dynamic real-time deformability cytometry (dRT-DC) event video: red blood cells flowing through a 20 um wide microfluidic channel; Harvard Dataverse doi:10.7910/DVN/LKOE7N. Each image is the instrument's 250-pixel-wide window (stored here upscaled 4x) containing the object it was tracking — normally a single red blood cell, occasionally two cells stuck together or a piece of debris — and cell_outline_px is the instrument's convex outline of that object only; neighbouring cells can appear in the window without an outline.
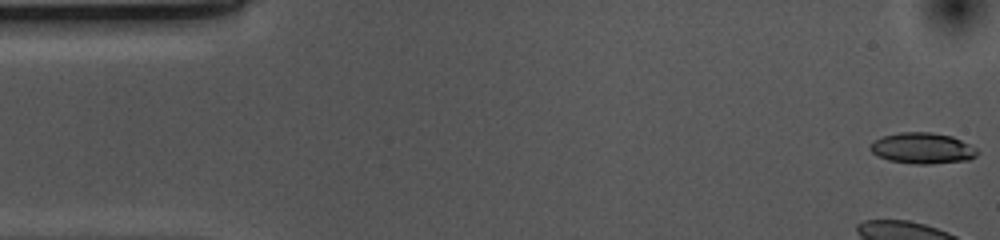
{"species": "common noctule bat (a hibernating species)", "species_latin": "Nyctalus noctula", "temperature_condition": "cold", "stored_images_in_passage": 11, "camera_frame_rate_fps": 3000, "um_per_image_px": 0.085, "animal": {"sex": "female", "body_mass_g": 10.0, "forearm_length_mm": 53.1}, "frame": {"image": 1, "passage_image": 1, "time_ms": 0.0, "image_size_px": [1000, 240], "cell_outline_px": [[980, 152], [976, 156], [968, 160], [932, 164], [912, 164], [888, 160], [872, 152], [868, 148], [880, 136], [900, 132], [932, 132], [952, 136], [976, 148]], "centroid_in_image_um": [78.42, 12.6], "position_along_channel_um": 6.6, "area_um2": 19.36}}